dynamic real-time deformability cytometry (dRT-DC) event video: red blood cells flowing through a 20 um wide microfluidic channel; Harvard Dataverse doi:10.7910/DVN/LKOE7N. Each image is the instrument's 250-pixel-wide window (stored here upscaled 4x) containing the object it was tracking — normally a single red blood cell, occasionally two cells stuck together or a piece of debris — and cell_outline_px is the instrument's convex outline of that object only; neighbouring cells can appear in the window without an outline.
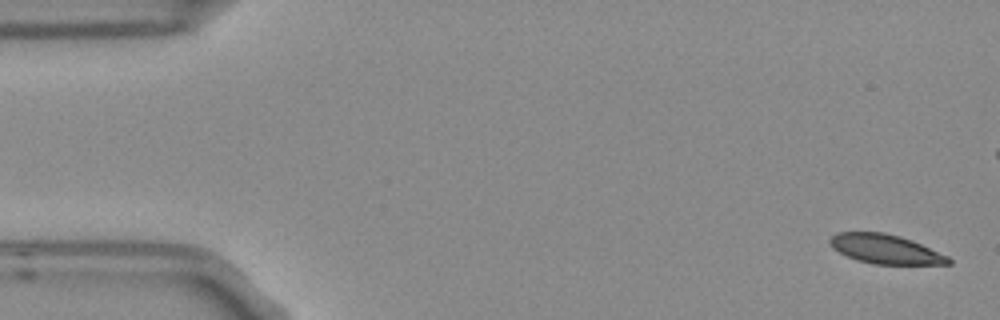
{"species": "Egyptian fruit bat (a non-hibernating species)", "species_latin": "Rousettus aegyptiacus", "temperature_condition": "room temperature", "stored_images_in_passage": 5, "camera_frame_rate_fps": 3000, "um_per_image_px": 0.085, "frame": {"image": 1, "passage_image": 1, "time_ms": 0.0, "image_size_px": [1000, 320], "cell_outline_px": [[952, 264], [872, 264], [856, 260], [832, 248], [828, 240], [836, 232], [884, 232], [900, 236], [912, 240], [948, 256], [952, 260]], "centroid_in_image_um": [75.25, 21.17], "position_along_channel_um": 9.7, "area_um2": 20.23}}